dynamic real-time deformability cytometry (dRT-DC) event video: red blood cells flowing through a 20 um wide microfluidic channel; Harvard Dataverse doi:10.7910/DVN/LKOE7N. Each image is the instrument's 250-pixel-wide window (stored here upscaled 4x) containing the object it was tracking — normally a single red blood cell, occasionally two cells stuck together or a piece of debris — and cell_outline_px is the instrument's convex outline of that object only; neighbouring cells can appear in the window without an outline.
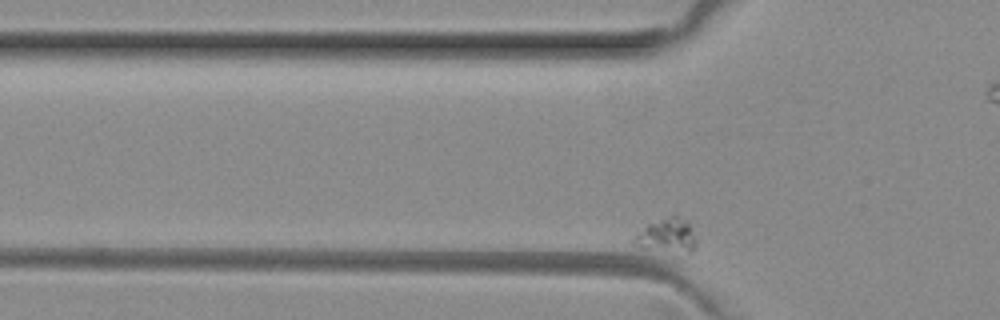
{"species": "common noctule bat (a hibernating species)", "species_latin": "Nyctalus noctula", "temperature_condition": "room temperature", "stored_images_in_passage": 43, "camera_frame_rate_fps": 3000, "um_per_image_px": 0.085, "animal": {"sex": "female", "body_mass_g": 29.2, "forearm_length_mm": 56.3}, "frame": {"image": 1, "passage_image": 9, "time_ms": 2.667, "image_size_px": [1000, 320], "cell_outline_px": [[696, 248], [692, 252], [688, 252], [640, 248], [632, 244], [632, 236], [636, 232], [648, 224], [672, 212], [692, 216], [696, 240]], "centroid_in_image_um": [56.77, 19.9], "position_along_channel_um": 69.0, "area_um2": 13.58}}
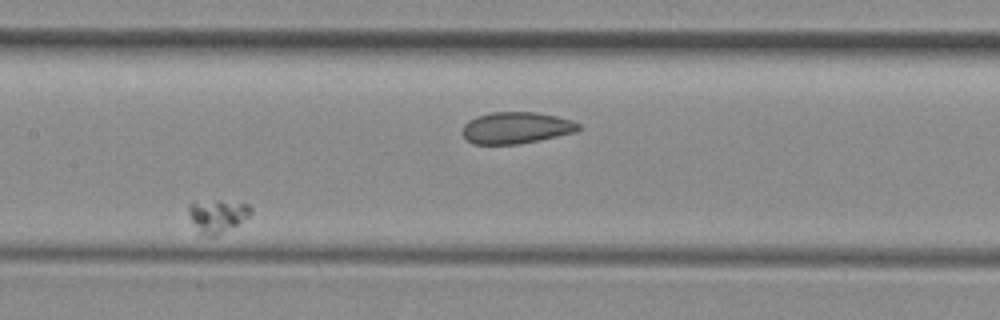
{"frame": {"image": 2, "passage_image": 21, "time_ms": 6.667, "image_size_px": [1000, 320], "cell_outline_px": [[252, 212], [248, 216], [236, 224], [216, 236], [208, 236], [200, 232], [192, 220], [188, 212], [188, 208], [192, 200], [220, 200], [248, 204], [252, 208]], "centroid_in_image_um": [18.46, 18.29], "position_along_channel_um": 188.9, "area_um2": 11.79}}
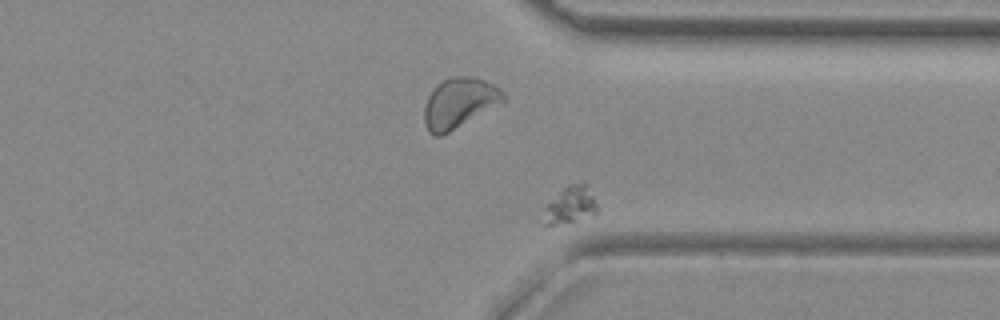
{"frame": {"image": 3, "passage_image": 37, "time_ms": 12.0, "image_size_px": [1000, 320], "cell_outline_px": [[596, 212], [576, 220], [552, 224], [540, 224], [544, 208], [568, 184], [584, 180], [588, 184], [596, 204]], "centroid_in_image_um": [48.46, 17.38], "position_along_channel_um": 362.9, "area_um2": 11.39}}